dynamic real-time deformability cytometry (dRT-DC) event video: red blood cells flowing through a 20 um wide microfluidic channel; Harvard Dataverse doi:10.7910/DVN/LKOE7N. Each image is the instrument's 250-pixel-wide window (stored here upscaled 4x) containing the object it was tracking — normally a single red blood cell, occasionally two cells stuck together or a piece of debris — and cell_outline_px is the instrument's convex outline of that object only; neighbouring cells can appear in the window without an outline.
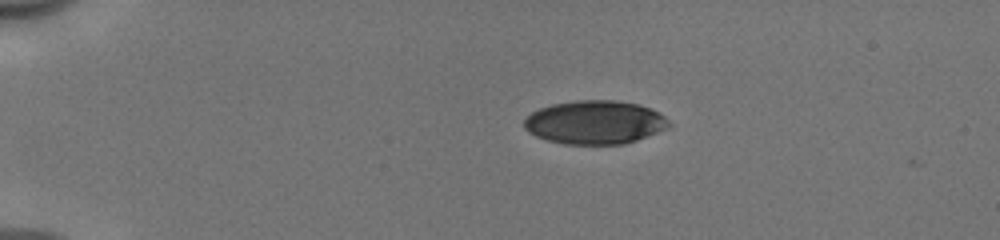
{"species": "human", "species_latin": "Homo sapiens", "temperature_condition": "cold", "stored_images_in_passage": 42, "camera_frame_rate_fps": 3000, "um_per_image_px": 0.085, "donor": {"sex": "male"}, "frame": {"image": 1, "passage_image": 1, "time_ms": 0.0, "image_size_px": [1000, 240], "cell_outline_px": [[672, 124], [668, 128], [636, 140], [624, 144], [564, 144], [548, 140], [536, 136], [528, 132], [524, 128], [524, 120], [532, 112], [540, 108], [552, 104], [576, 100], [616, 100], [636, 104], [652, 108], [660, 112]], "centroid_in_image_um": [50.58, 10.39], "position_along_channel_um": 34.4, "area_um2": 36.82}}
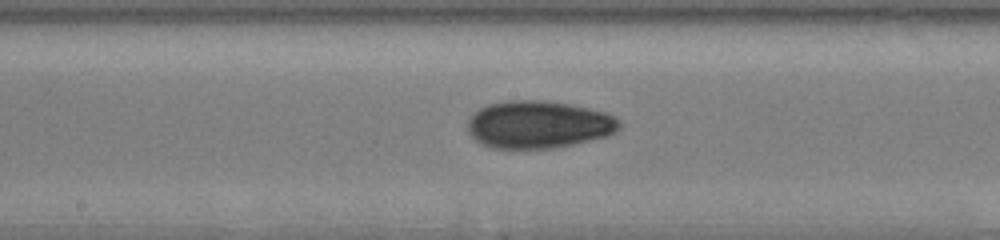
{"frame": {"image": 2, "passage_image": 19, "time_ms": 6.0, "image_size_px": [1000, 240], "cell_outline_px": [[620, 128], [616, 132], [608, 136], [572, 144], [552, 148], [492, 148], [480, 144], [468, 132], [468, 120], [480, 108], [488, 104], [508, 100], [540, 100], [568, 104], [608, 112], [620, 120]], "centroid_in_image_um": [45.79, 10.58], "position_along_channel_um": 202.4, "area_um2": 42.02}}
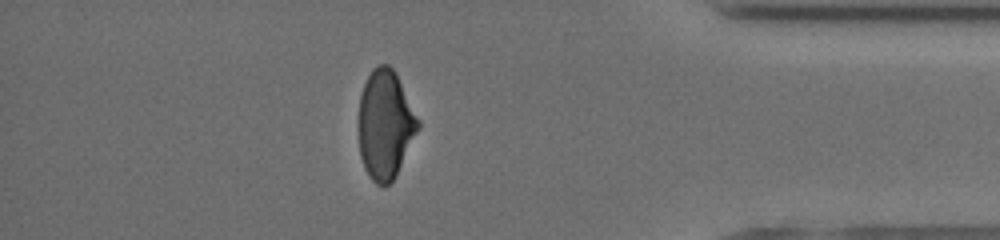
{"frame": {"image": 3, "passage_image": 36, "time_ms": 11.667, "image_size_px": [1000, 240], "cell_outline_px": [[420, 128], [392, 180], [388, 184], [376, 184], [368, 176], [364, 168], [360, 156], [356, 124], [360, 96], [364, 84], [372, 68], [380, 64], [388, 64], [396, 72], [420, 120]], "centroid_in_image_um": [32.71, 10.55], "position_along_channel_um": 402.5, "area_um2": 38.21}, "authors_computed_cell_mechanics": {"area_um2": 39.4774, "velocity_mm_per_s": 3.9888, "shape_relaxation_time_tau1_ms": 4.3494, "shape_relaxation_time_tau2_ms": 3.4151, "deformation_change_tau1": 0.1475, "deformation_change_tau2": 0.0766}}